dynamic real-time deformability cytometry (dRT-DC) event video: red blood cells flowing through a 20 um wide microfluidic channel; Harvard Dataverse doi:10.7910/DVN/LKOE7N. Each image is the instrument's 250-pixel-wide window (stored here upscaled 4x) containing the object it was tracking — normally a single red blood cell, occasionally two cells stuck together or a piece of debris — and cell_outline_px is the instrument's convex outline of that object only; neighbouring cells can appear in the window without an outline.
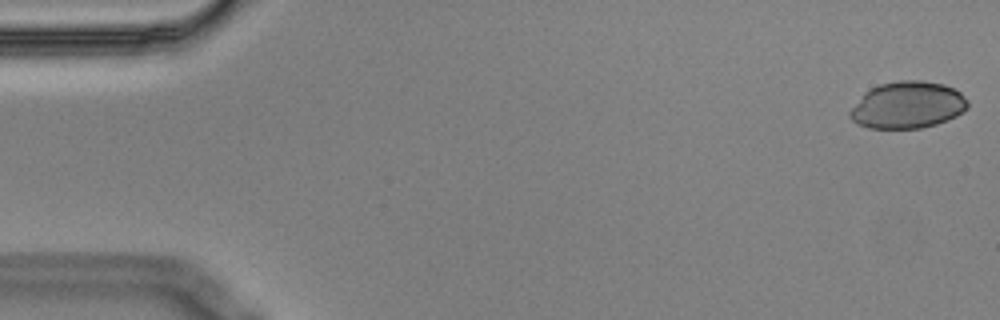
{"species": "Egyptian fruit bat (a non-hibernating species)", "species_latin": "Rousettus aegyptiacus", "temperature_condition": "cold", "stored_images_in_passage": 5, "camera_frame_rate_fps": 3000, "um_per_image_px": 0.085, "animal": {"sex": "male"}, "frame": {"image": 1, "passage_image": 1, "time_ms": 0.0, "image_size_px": [1000, 320], "cell_outline_px": [[968, 108], [956, 116], [936, 124], [920, 128], [868, 128], [856, 124], [848, 116], [848, 112], [864, 92], [880, 84], [900, 80], [924, 80], [944, 84], [960, 92], [968, 100]], "centroid_in_image_um": [77.13, 8.92], "position_along_channel_um": 7.9, "area_um2": 32.31}}
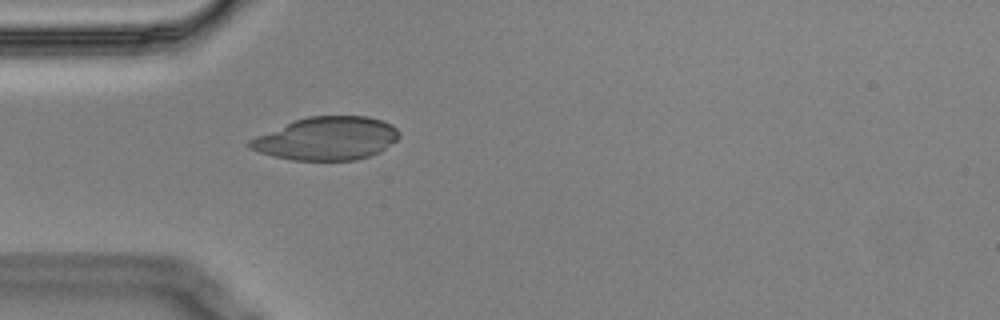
{"frame": {"image": 2, "passage_image": 5, "time_ms": 1.333, "image_size_px": [1000, 320], "cell_outline_px": [[400, 136], [396, 140], [380, 152], [356, 160], [292, 160], [272, 156], [248, 148], [248, 140], [256, 136], [296, 120], [308, 116], [368, 116], [392, 124], [400, 132]], "centroid_in_image_um": [27.78, 11.78], "position_along_channel_um": 57.2, "area_um2": 37.4}}